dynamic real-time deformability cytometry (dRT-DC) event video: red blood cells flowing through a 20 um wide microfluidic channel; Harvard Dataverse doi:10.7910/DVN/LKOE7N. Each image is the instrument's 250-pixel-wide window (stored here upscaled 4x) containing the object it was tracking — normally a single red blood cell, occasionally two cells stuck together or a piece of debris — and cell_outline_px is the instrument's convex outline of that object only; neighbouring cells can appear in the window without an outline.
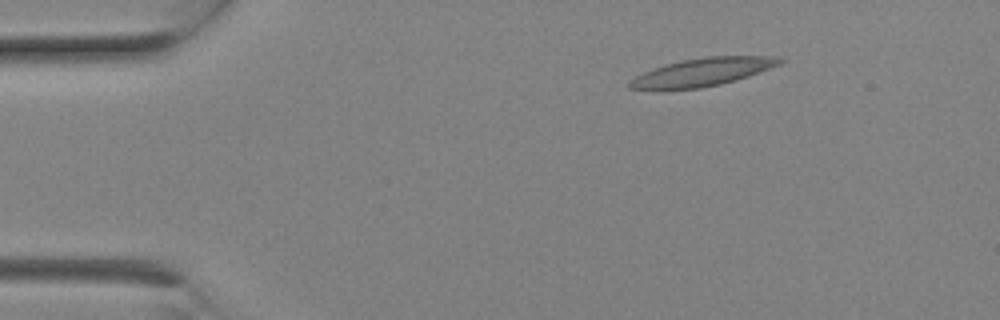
{"species": "Egyptian fruit bat (a non-hibernating species)", "species_latin": "Rousettus aegyptiacus", "temperature_condition": "room temperature", "stored_images_in_passage": 2, "camera_frame_rate_fps": 3000, "um_per_image_px": 0.085, "animal": {"sex": "female"}, "frame": {"image": 1, "passage_image": 1, "time_ms": 0.0, "image_size_px": [1000, 320], "cell_outline_px": [[784, 60], [780, 64], [748, 76], [736, 80], [720, 84], [700, 88], [660, 92], [628, 88], [628, 80], [644, 72], [680, 60], [704, 56], [780, 56]], "centroid_in_image_um": [59.63, 6.16], "position_along_channel_um": 25.4, "area_um2": 25.03}}